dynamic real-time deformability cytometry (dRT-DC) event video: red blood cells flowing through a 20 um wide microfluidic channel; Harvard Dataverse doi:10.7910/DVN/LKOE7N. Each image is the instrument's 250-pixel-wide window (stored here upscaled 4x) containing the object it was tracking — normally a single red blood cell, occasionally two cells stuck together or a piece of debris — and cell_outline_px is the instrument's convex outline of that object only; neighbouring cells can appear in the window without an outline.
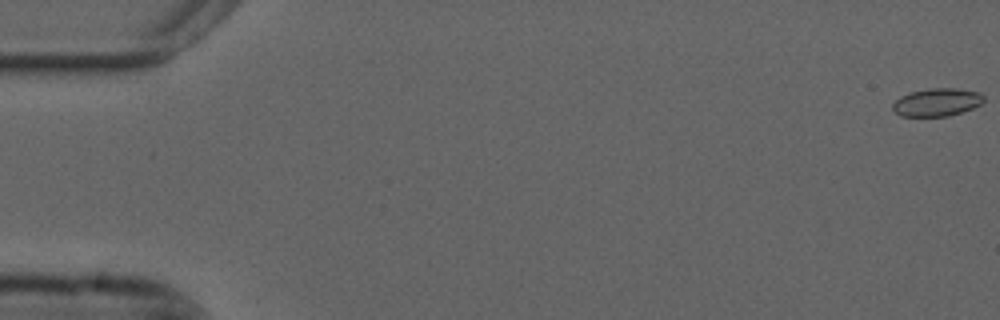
{"species": "common noctule bat (a hibernating species)", "species_latin": "Nyctalus noctula", "temperature_condition": "cold", "stored_images_in_passage": 56, "camera_frame_rate_fps": 3000, "um_per_image_px": 0.085, "animal": {"sex": "male", "forearm_length_mm": 52.5}, "frame": {"image": 1, "passage_image": 1, "time_ms": 0.0, "image_size_px": [1000, 320], "cell_outline_px": [[984, 100], [980, 104], [972, 108], [948, 116], [900, 116], [892, 108], [892, 104], [900, 96], [912, 92], [928, 88], [956, 88], [980, 92], [984, 96]], "centroid_in_image_um": [79.64, 8.68], "position_along_channel_um": 5.4, "area_um2": 14.74}}
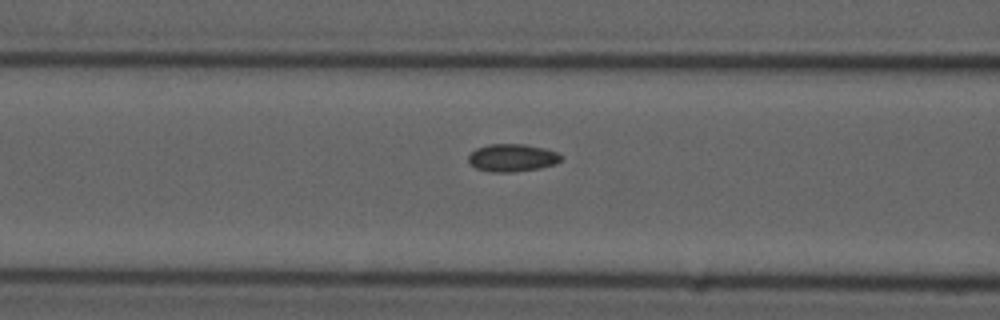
{"frame": {"image": 2, "passage_image": 23, "time_ms": 7.333, "image_size_px": [1000, 320], "cell_outline_px": [[560, 160], [556, 164], [540, 168], [512, 172], [488, 172], [476, 168], [468, 164], [468, 156], [476, 148], [488, 144], [524, 144], [544, 148], [556, 152], [560, 156]], "centroid_in_image_um": [43.49, 13.41], "position_along_channel_um": 123.1, "area_um2": 14.97}}
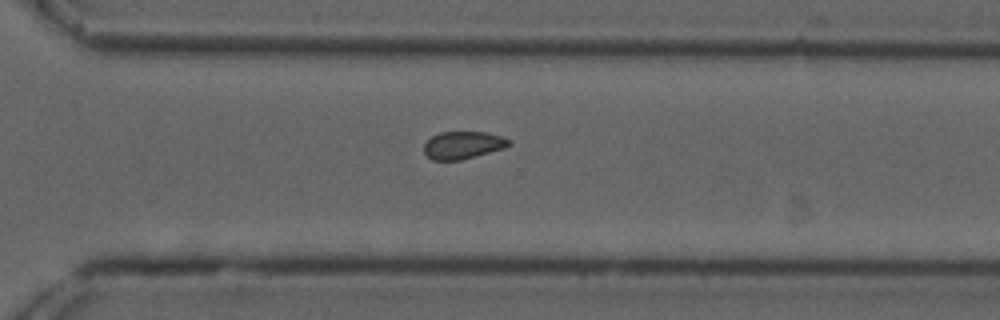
{"frame": {"image": 3, "passage_image": 40, "time_ms": 13.0, "image_size_px": [1000, 320], "cell_outline_px": [[512, 144], [504, 148], [460, 160], [432, 160], [424, 152], [424, 144], [432, 136], [440, 132], [488, 132], [512, 140]], "centroid_in_image_um": [39.37, 12.33], "position_along_channel_um": 331.2, "area_um2": 13.58}, "authors_computed_cell_mechanics": {"area_um2": 14.3633, "velocity_mm_per_s": 3.6792, "shape_relaxation_time_tau1_ms": 8.4798, "shape_relaxation_time_tau2_ms": 2.1846, "deformation_change_tau1": 0.1007, "deformation_change_tau2": 0.0685}}